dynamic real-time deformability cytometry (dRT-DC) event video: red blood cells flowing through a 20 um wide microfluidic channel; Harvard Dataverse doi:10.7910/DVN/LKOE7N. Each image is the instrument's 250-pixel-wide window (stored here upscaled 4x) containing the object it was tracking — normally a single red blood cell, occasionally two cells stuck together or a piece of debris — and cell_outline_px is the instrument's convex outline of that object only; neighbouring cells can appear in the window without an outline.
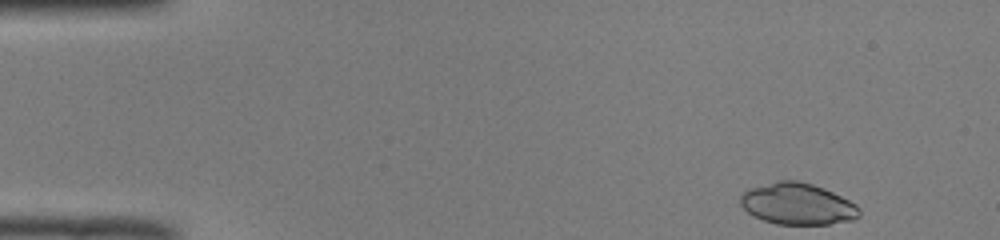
{"species": "common noctule bat (a hibernating species)", "species_latin": "Nyctalus noctula", "temperature_condition": "room temperature", "stored_images_in_passage": 47, "camera_frame_rate_fps": 3000, "um_per_image_px": 0.085, "animal": {"sex": "male", "body_mass_g": 19.0, "forearm_length_mm": 50.8}, "frame": {"image": 1, "passage_image": 1, "time_ms": 0.0, "image_size_px": [1000, 240], "cell_outline_px": [[860, 216], [852, 220], [828, 224], [776, 224], [764, 220], [748, 212], [740, 204], [740, 196], [748, 188], [776, 180], [796, 180], [812, 184], [824, 188], [856, 204], [860, 208]], "centroid_in_image_um": [67.78, 17.32], "position_along_channel_um": 17.2, "area_um2": 28.73}}
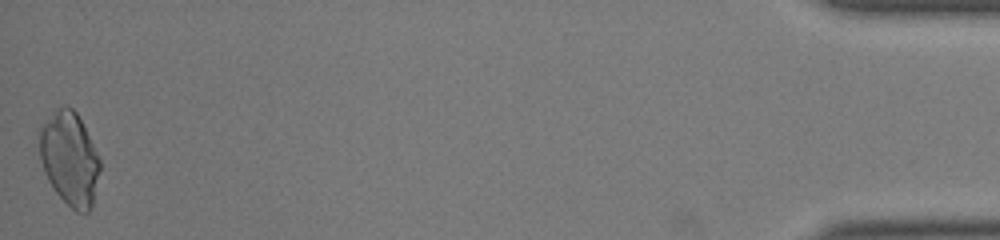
{"frame": {"image": 2, "passage_image": 47, "time_ms": 15.333, "image_size_px": [1000, 240], "cell_outline_px": [[100, 168], [92, 204], [88, 212], [76, 212], [56, 192], [48, 180], [44, 172], [40, 160], [40, 128], [52, 112], [56, 108], [64, 104], [72, 108], [76, 112], [100, 160]], "centroid_in_image_um": [5.9, 13.47], "position_along_channel_um": 429.3, "area_um2": 32.37}}